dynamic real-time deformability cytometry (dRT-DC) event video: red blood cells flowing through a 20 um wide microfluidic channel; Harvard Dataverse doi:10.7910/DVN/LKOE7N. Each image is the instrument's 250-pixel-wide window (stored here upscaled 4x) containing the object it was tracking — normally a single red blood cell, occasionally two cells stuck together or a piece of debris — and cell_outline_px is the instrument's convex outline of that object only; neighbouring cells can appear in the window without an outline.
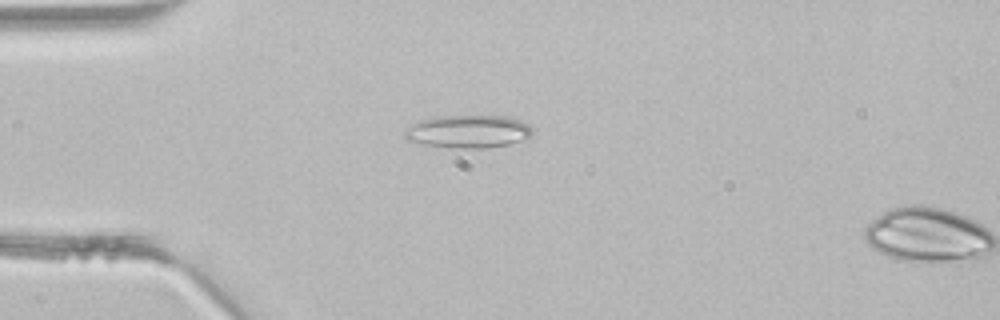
{"species": "common noctule bat (a hibernating species)", "species_latin": "Nyctalus noctula", "temperature_condition": "room temperature", "stored_images_in_passage": 4, "segment_of_instrument_passage": [1, 2], "camera_frame_rate_fps": 3000, "um_per_image_px": 0.085, "animal": {"sex": "male", "body_mass_g": 21.5, "forearm_length_mm": 52.0}, "frame": {"image": 1, "passage_image": 3, "time_ms": 0.667, "image_size_px": [1000, 320], "cell_outline_px": [[532, 136], [508, 144], [488, 148], [452, 148], [424, 144], [408, 140], [404, 136], [404, 132], [412, 124], [420, 120], [436, 116], [504, 116], [520, 120], [528, 124], [532, 128]], "centroid_in_image_um": [39.8, 11.18], "position_along_channel_um": 45.2, "area_um2": 24.39}}